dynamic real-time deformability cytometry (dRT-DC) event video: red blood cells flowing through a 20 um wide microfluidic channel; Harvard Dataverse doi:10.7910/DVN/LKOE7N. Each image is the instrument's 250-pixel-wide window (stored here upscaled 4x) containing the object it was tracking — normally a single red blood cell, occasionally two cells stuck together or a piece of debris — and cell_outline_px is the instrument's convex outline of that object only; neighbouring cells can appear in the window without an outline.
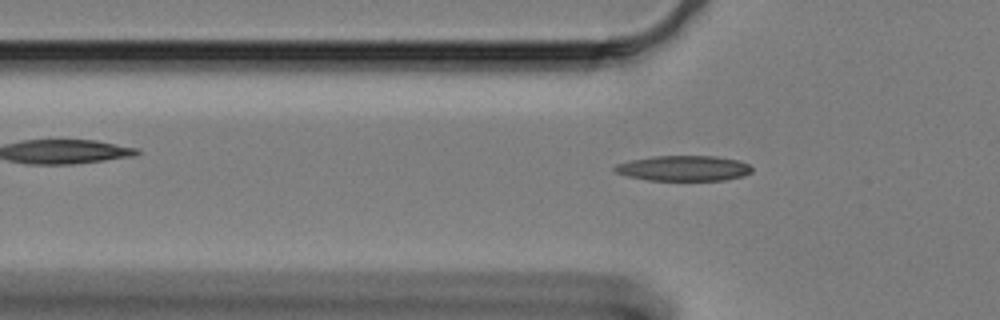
{"species": "Egyptian fruit bat (a non-hibernating species)", "species_latin": "Rousettus aegyptiacus", "temperature_condition": "cold", "stored_images_in_passage": 45, "camera_frame_rate_fps": 3000, "um_per_image_px": 0.085, "animal": {"sex": "female"}, "frame": {"image": 1, "passage_image": 10, "time_ms": 3.0, "image_size_px": [1000, 320], "cell_outline_px": [[752, 172], [744, 176], [724, 180], [648, 180], [628, 176], [616, 172], [612, 168], [616, 164], [632, 160], [652, 156], [716, 156], [740, 160], [748, 164], [752, 168]], "centroid_in_image_um": [58.14, 14.3], "position_along_channel_um": 67.7, "area_um2": 20.29}}
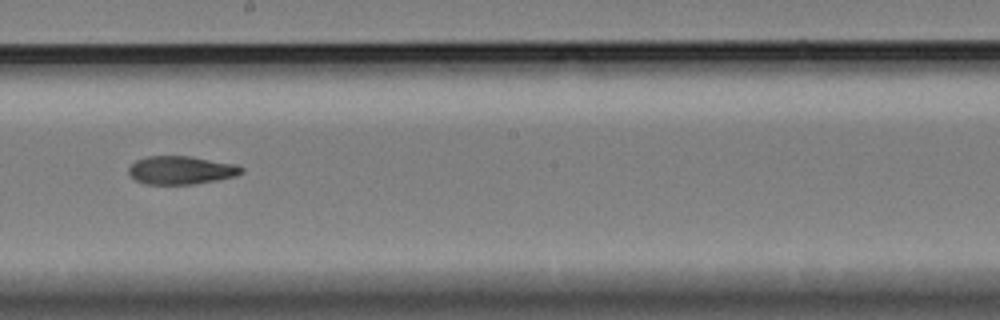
{"frame": {"image": 2, "passage_image": 25, "time_ms": 8.0, "image_size_px": [1000, 320], "cell_outline_px": [[244, 172], [236, 176], [216, 180], [192, 184], [144, 184], [136, 180], [128, 172], [128, 168], [136, 160], [148, 156], [192, 156], [236, 164], [244, 168]], "centroid_in_image_um": [15.41, 14.46], "position_along_channel_um": 232.8, "area_um2": 18.61}}
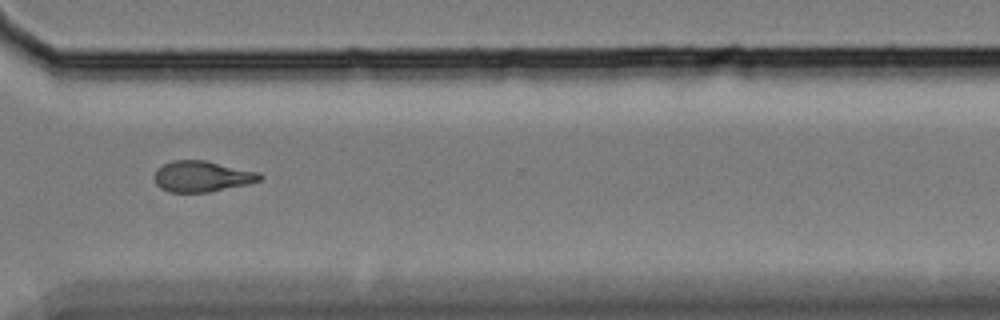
{"frame": {"image": 3, "passage_image": 36, "time_ms": 11.667, "image_size_px": [1000, 320], "cell_outline_px": [[264, 176], [260, 180], [248, 184], [208, 192], [168, 192], [160, 188], [156, 184], [152, 176], [156, 168], [172, 160], [204, 160], [260, 172]], "centroid_in_image_um": [17.14, 14.99], "position_along_channel_um": 353.5, "area_um2": 19.19}, "authors_computed_cell_mechanics": {"area_um2": 19.1318, "velocity_mm_per_s": 3.2936, "shape_relaxation_time_tau1_ms": 9.4265, "shape_relaxation_time_tau2_ms": 8.9058, "deformation_change_tau1": 0.2149, "deformation_change_tau2": 0.1709}}